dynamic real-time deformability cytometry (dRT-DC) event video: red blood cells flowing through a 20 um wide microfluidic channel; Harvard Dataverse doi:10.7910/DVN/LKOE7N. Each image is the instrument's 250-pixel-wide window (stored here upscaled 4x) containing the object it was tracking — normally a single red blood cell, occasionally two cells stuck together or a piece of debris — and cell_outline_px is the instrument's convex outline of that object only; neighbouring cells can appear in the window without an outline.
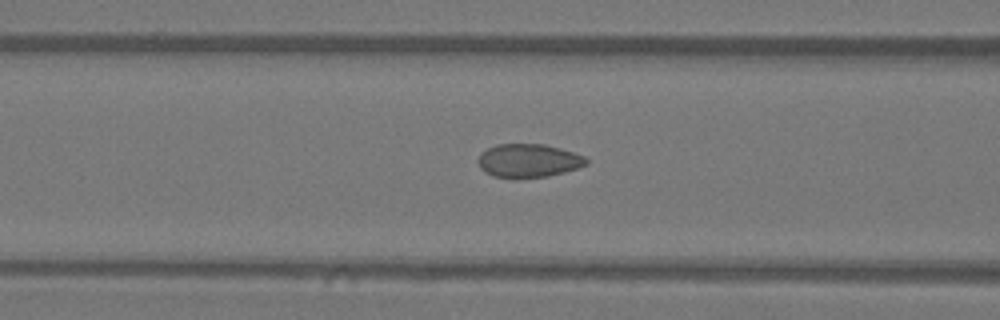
{"species": "Egyptian fruit bat (a non-hibernating species)", "species_latin": "Rousettus aegyptiacus", "temperature_condition": "warm", "stored_images_in_passage": 32, "camera_frame_rate_fps": 3000, "um_per_image_px": 0.085, "animal": {"sex": "female"}, "frame": {"image": 1, "passage_image": 11, "time_ms": 3.333, "image_size_px": [1000, 320], "cell_outline_px": [[588, 164], [564, 172], [548, 176], [516, 180], [512, 180], [492, 176], [484, 172], [480, 168], [480, 152], [496, 144], [544, 144], [560, 148], [584, 156], [588, 160]], "centroid_in_image_um": [44.89, 13.68], "position_along_channel_um": 121.7, "area_um2": 21.44}}
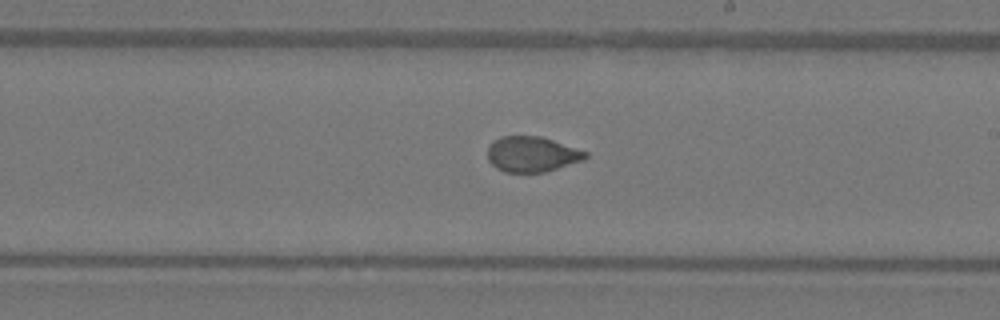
{"frame": {"image": 2, "passage_image": 20, "time_ms": 6.333, "image_size_px": [1000, 320], "cell_outline_px": [[588, 156], [584, 160], [544, 172], [504, 172], [496, 168], [488, 160], [488, 148], [500, 136], [540, 136], [588, 152]], "centroid_in_image_um": [45.22, 13.11], "position_along_channel_um": 243.8, "area_um2": 20.0}}
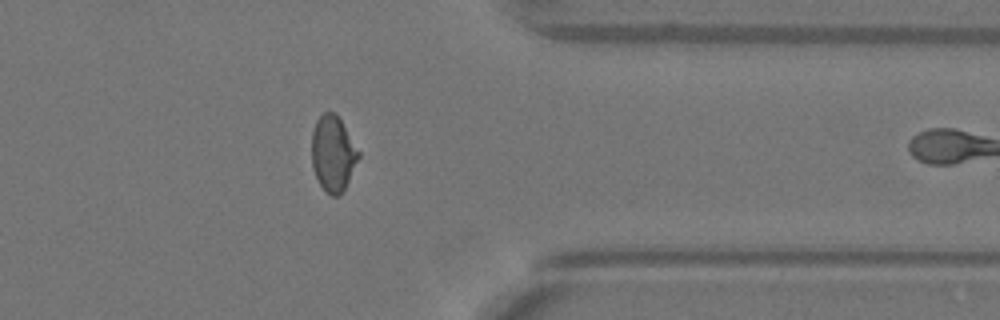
{"frame": {"image": 3, "passage_image": 31, "time_ms": 10.0, "image_size_px": [1000, 320], "cell_outline_px": [[360, 156], [340, 196], [332, 196], [320, 184], [312, 168], [312, 132], [316, 120], [324, 112], [336, 112], [360, 152]], "centroid_in_image_um": [28.3, 13.02], "position_along_channel_um": 383.1, "area_um2": 20.46}}